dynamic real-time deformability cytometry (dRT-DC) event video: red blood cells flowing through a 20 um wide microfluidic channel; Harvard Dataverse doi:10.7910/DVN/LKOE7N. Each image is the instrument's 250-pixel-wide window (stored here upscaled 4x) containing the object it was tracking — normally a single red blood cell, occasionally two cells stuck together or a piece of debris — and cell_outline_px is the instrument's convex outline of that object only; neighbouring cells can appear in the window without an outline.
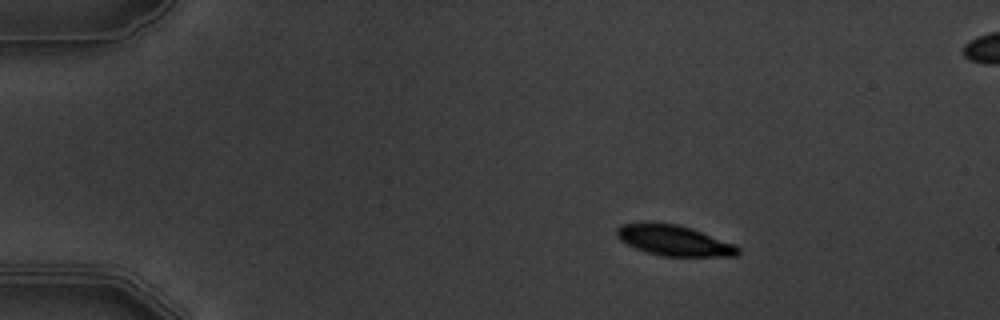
{"species": "common noctule bat (a hibernating species)", "species_latin": "Nyctalus noctula", "temperature_condition": "warm", "stored_images_in_passage": 5, "camera_frame_rate_fps": 3000, "um_per_image_px": 0.085, "animal": {"sex": "male", "body_mass_g": 19.5, "forearm_length_mm": 54.6}, "frame": {"image": 1, "passage_image": 2, "time_ms": 1.0, "image_size_px": [1000, 320], "cell_outline_px": [[740, 252], [736, 256], [664, 256], [644, 252], [620, 240], [616, 236], [616, 228], [624, 224], [644, 220], [676, 224], [692, 228], [736, 244], [740, 248]], "centroid_in_image_um": [57.27, 20.41], "position_along_channel_um": 27.7, "area_um2": 22.02}}